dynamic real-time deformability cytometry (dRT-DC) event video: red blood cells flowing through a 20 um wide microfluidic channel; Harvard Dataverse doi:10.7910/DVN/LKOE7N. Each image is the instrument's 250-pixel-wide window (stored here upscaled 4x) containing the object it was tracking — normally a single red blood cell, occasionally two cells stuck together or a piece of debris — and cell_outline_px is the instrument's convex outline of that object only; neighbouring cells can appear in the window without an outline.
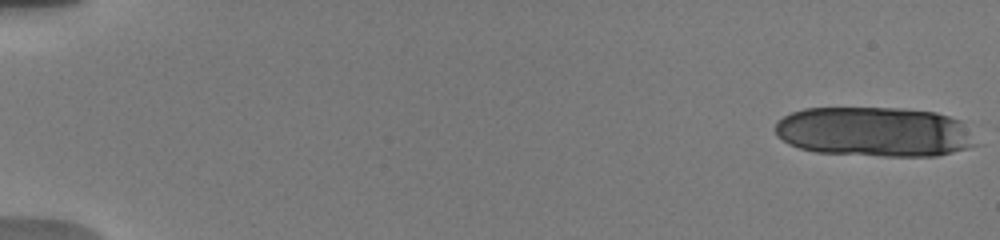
{"species": "human", "species_latin": "Homo sapiens", "temperature_condition": "warm", "stored_images_in_passage": 37, "camera_frame_rate_fps": 3000, "um_per_image_px": 0.085, "donor": {"sex": "male"}, "frame": {"image": 1, "passage_image": 1, "time_ms": 0.0, "image_size_px": [1000, 240], "cell_outline_px": [[984, 144], [936, 156], [880, 156], [816, 152], [800, 148], [788, 144], [776, 136], [776, 124], [784, 116], [792, 112], [804, 108], [904, 108], [936, 112], [960, 120]], "centroid_in_image_um": [74.4, 11.21], "position_along_channel_um": 10.6, "area_um2": 58.96}}
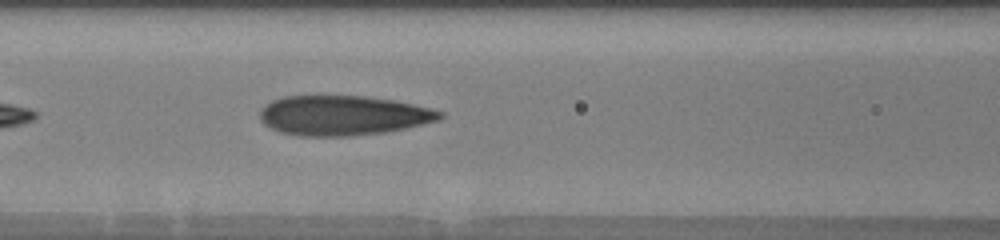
{"frame": {"image": 2, "passage_image": 21, "time_ms": 8.333, "image_size_px": [1000, 240], "cell_outline_px": [[444, 116], [436, 120], [404, 128], [384, 132], [348, 136], [304, 136], [280, 132], [264, 124], [260, 120], [260, 108], [272, 100], [284, 96], [368, 96], [396, 100], [432, 108], [444, 112]], "centroid_in_image_um": [29.15, 9.8], "position_along_channel_um": 137.5, "area_um2": 41.73}}
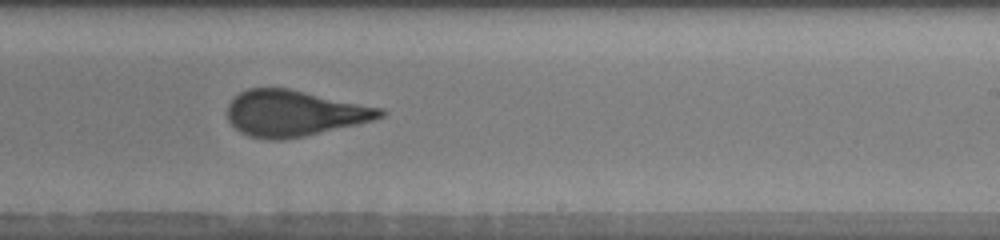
{"frame": {"image": 3, "passage_image": 29, "time_ms": 11.667, "image_size_px": [1000, 240], "cell_outline_px": [[388, 112], [384, 116], [372, 120], [356, 124], [304, 136], [280, 140], [276, 140], [252, 136], [240, 132], [228, 120], [228, 104], [240, 92], [248, 88], [288, 88], [384, 108]], "centroid_in_image_um": [25.03, 9.61], "position_along_channel_um": 264.0, "area_um2": 40.63}}